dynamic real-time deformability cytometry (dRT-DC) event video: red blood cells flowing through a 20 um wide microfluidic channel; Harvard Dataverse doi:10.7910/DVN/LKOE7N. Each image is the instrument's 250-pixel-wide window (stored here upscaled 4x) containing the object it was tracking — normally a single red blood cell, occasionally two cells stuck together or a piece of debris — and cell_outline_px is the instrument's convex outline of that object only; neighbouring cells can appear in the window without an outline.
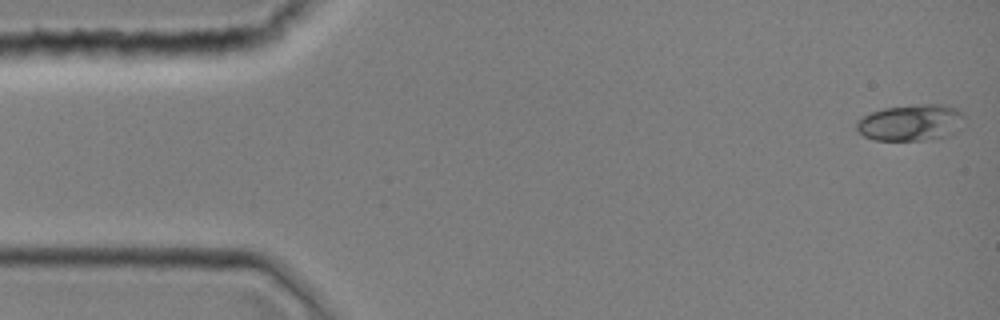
{"species": "common noctule bat (a hibernating species)", "species_latin": "Nyctalus noctula", "temperature_condition": "room temperature", "stored_images_in_passage": 43, "camera_frame_rate_fps": 3000, "um_per_image_px": 0.085, "animal": {"sex": "female", "body_mass_g": 19.0, "forearm_length_mm": 51.5}, "frame": {"image": 1, "passage_image": 1, "time_ms": 0.0, "image_size_px": [1000, 320], "cell_outline_px": [[964, 116], [948, 136], [924, 140], [876, 140], [864, 136], [856, 128], [856, 120], [872, 112], [884, 108], [920, 104], [944, 104], [956, 108]], "centroid_in_image_um": [77.36, 10.41], "position_along_channel_um": 7.6, "area_um2": 22.43}}
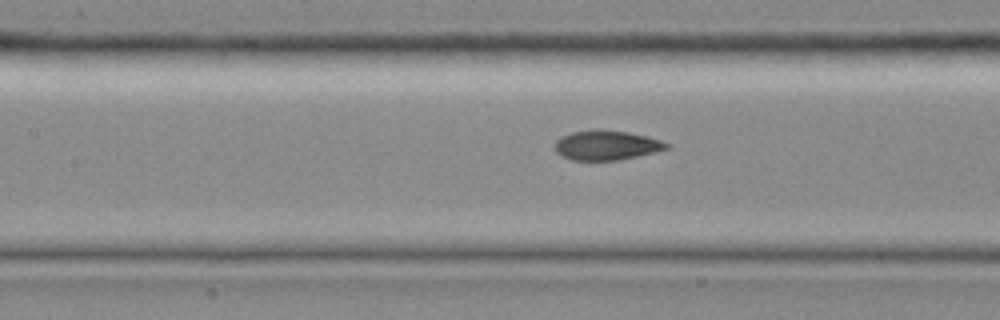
{"frame": {"image": 2, "passage_image": 19, "time_ms": 6.0, "image_size_px": [1000, 320], "cell_outline_px": [[672, 148], [620, 160], [572, 160], [560, 156], [552, 148], [552, 144], [560, 136], [572, 132], [592, 128], [596, 128], [628, 132], [648, 136], [660, 140], [668, 144]], "centroid_in_image_um": [51.49, 12.33], "position_along_channel_um": 155.9, "area_um2": 19.83}}
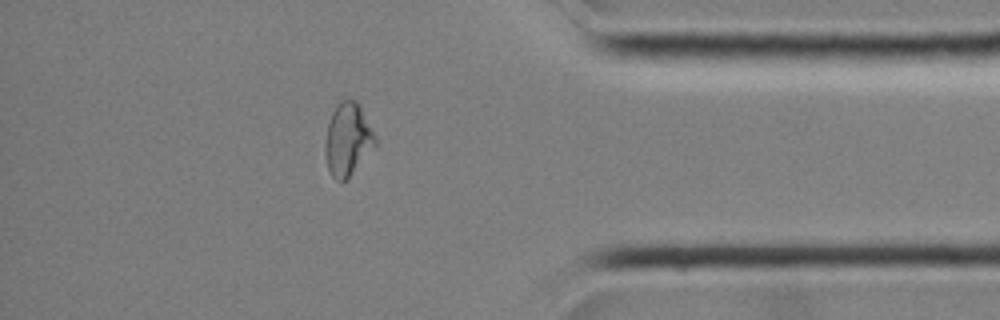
{"frame": {"image": 3, "passage_image": 37, "time_ms": 12.0, "image_size_px": [1000, 320], "cell_outline_px": [[376, 144], [348, 180], [336, 180], [332, 176], [328, 168], [324, 152], [324, 144], [328, 124], [332, 112], [336, 104], [340, 100], [356, 100], [360, 104], [376, 136]], "centroid_in_image_um": [29.55, 11.84], "position_along_channel_um": 405.6, "area_um2": 21.39}}